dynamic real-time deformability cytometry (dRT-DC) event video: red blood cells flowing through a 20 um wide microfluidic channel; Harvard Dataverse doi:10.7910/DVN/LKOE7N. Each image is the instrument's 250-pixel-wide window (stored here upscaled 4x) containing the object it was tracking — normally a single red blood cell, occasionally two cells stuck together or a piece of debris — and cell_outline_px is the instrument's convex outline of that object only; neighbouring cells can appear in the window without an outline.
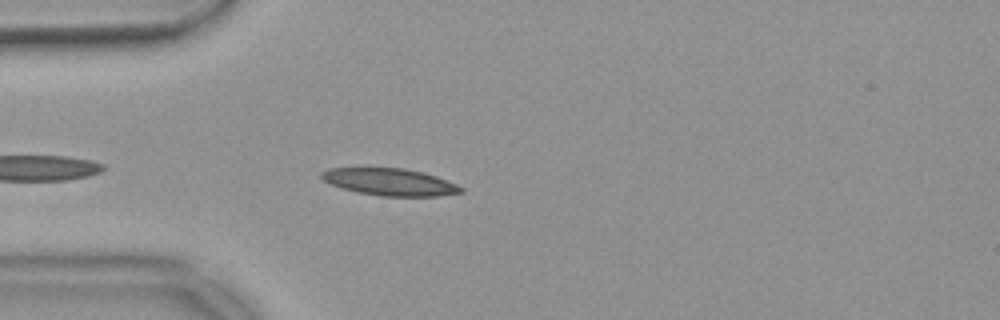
{"species": "common noctule bat (a hibernating species)", "species_latin": "Nyctalus noctula", "temperature_condition": "warm", "stored_images_in_passage": 8, "camera_frame_rate_fps": 3000, "um_per_image_px": 0.085, "animal": {"sex": "female", "body_mass_g": 18.4}, "frame": {"image": 1, "passage_image": 4, "time_ms": 1.0, "image_size_px": [1000, 320], "cell_outline_px": [[464, 192], [436, 196], [380, 196], [356, 192], [332, 184], [324, 180], [320, 176], [320, 172], [328, 168], [404, 168], [436, 176], [456, 184], [464, 188]], "centroid_in_image_um": [33.14, 15.47], "position_along_channel_um": 51.9, "area_um2": 21.85}}